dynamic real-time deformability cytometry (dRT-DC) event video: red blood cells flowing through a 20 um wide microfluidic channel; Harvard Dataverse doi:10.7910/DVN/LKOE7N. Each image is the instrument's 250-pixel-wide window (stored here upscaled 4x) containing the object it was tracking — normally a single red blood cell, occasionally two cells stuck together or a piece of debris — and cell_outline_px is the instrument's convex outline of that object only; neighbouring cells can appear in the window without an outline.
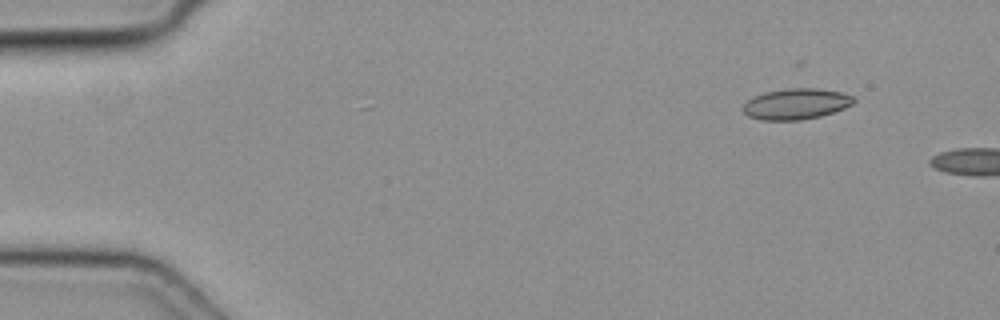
{"species": "common noctule bat (a hibernating species)", "species_latin": "Nyctalus noctula", "temperature_condition": "cold", "stored_images_in_passage": 4, "camera_frame_rate_fps": 3000, "um_per_image_px": 0.085, "animal": {"sex": "female", "body_mass_g": 19.3, "forearm_length_mm": 54.1}, "frame": {"image": 1, "passage_image": 1, "time_ms": 0.0, "image_size_px": [1000, 320], "cell_outline_px": [[856, 100], [852, 104], [844, 108], [820, 116], [800, 120], [760, 120], [748, 116], [740, 108], [752, 96], [764, 92], [788, 88], [816, 88], [844, 92], [856, 96]], "centroid_in_image_um": [67.67, 8.82], "position_along_channel_um": 17.3, "area_um2": 20.17}}